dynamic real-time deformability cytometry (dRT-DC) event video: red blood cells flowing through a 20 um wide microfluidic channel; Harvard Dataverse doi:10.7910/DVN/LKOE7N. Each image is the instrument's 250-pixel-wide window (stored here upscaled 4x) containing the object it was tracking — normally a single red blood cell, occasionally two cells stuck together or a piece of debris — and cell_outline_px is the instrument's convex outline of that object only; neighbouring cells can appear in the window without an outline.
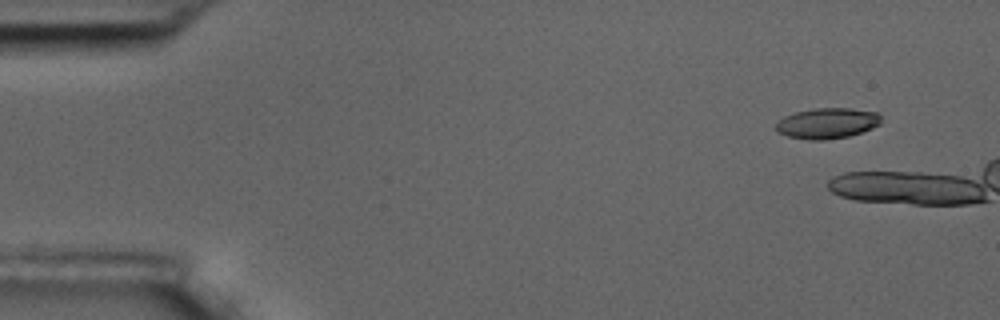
{"species": "common noctule bat (a hibernating species)", "species_latin": "Nyctalus noctula", "temperature_condition": "room temperature", "stored_images_in_passage": 3, "camera_frame_rate_fps": 3000, "um_per_image_px": 0.085, "animal": {"sex": "male", "body_mass_g": 17.5, "forearm_length_mm": 52.3}, "frame": {"image": 1, "passage_image": 1, "time_ms": 0.0, "image_size_px": [1000, 320], "cell_outline_px": [[880, 124], [872, 128], [848, 136], [824, 140], [808, 140], [788, 136], [776, 132], [776, 120], [792, 112], [816, 108], [852, 108], [880, 112]], "centroid_in_image_um": [70.28, 10.46], "position_along_channel_um": 14.7, "area_um2": 19.02}}